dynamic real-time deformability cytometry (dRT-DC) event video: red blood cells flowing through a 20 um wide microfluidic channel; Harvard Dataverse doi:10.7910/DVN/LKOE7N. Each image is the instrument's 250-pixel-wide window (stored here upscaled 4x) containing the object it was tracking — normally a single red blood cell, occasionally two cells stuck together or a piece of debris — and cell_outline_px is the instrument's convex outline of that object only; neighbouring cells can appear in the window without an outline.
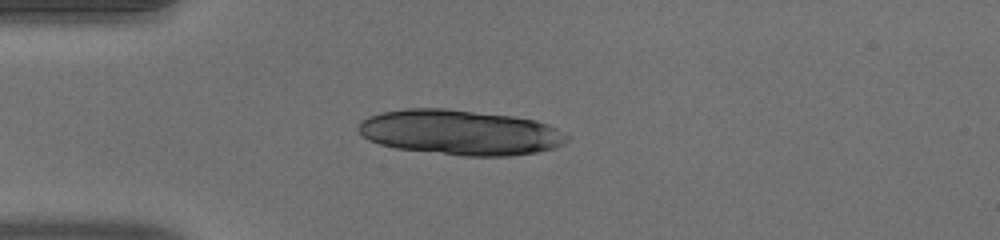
{"species": "human", "species_latin": "Homo sapiens", "temperature_condition": "warm", "stored_images_in_passage": 18, "camera_frame_rate_fps": 3000, "um_per_image_px": 0.085, "donor": {"sex": "male"}, "frame": {"image": 1, "passage_image": 3, "time_ms": 0.667, "image_size_px": [1000, 240], "cell_outline_px": [[568, 140], [556, 148], [536, 152], [512, 156], [464, 156], [396, 148], [380, 144], [368, 140], [356, 128], [360, 120], [368, 116], [380, 112], [408, 108], [444, 108], [512, 116], [536, 120], [548, 124], [564, 132], [568, 136]], "centroid_in_image_um": [39.1, 11.25], "position_along_channel_um": 45.9, "area_um2": 55.08}}